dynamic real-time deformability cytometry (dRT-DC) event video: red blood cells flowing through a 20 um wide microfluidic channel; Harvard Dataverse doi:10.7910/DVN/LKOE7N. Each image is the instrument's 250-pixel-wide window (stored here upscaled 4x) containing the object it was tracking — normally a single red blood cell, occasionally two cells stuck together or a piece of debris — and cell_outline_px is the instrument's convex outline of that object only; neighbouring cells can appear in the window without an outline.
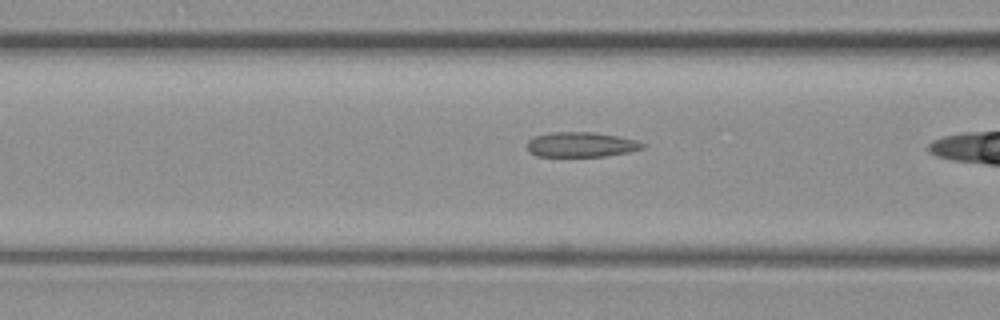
{"species": "common noctule bat (a hibernating species)", "species_latin": "Nyctalus noctula", "temperature_condition": "warm", "stored_images_in_passage": 44, "camera_frame_rate_fps": 3000, "um_per_image_px": 0.085, "animal": {"sex": "female", "body_mass_g": 19.3, "forearm_length_mm": 54.1}, "frame": {"image": 1, "passage_image": 20, "time_ms": 6.333, "image_size_px": [1000, 320], "cell_outline_px": [[648, 144], [644, 148], [628, 152], [604, 156], [536, 156], [528, 152], [528, 140], [536, 136], [552, 132], [592, 132], [616, 136], [636, 140]], "centroid_in_image_um": [49.41, 12.29], "position_along_channel_um": 117.2, "area_um2": 16.7}}
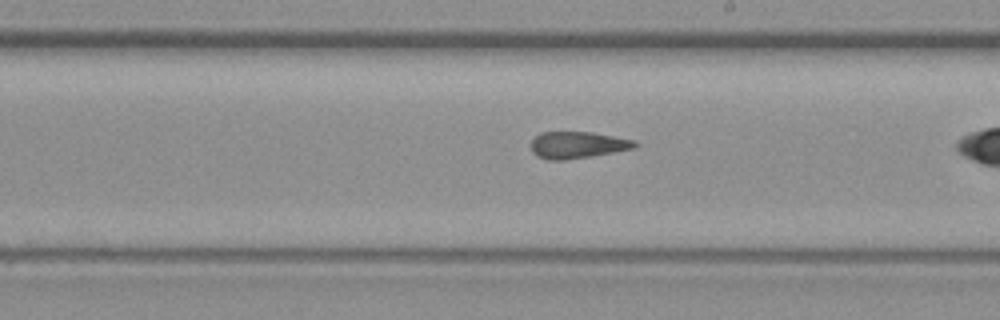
{"frame": {"image": 2, "passage_image": 31, "time_ms": 10.0, "image_size_px": [1000, 320], "cell_outline_px": [[640, 144], [636, 148], [592, 156], [564, 160], [548, 160], [536, 156], [532, 152], [532, 140], [540, 132], [592, 132], [636, 140]], "centroid_in_image_um": [49.13, 12.32], "position_along_channel_um": 239.9, "area_um2": 16.36}}
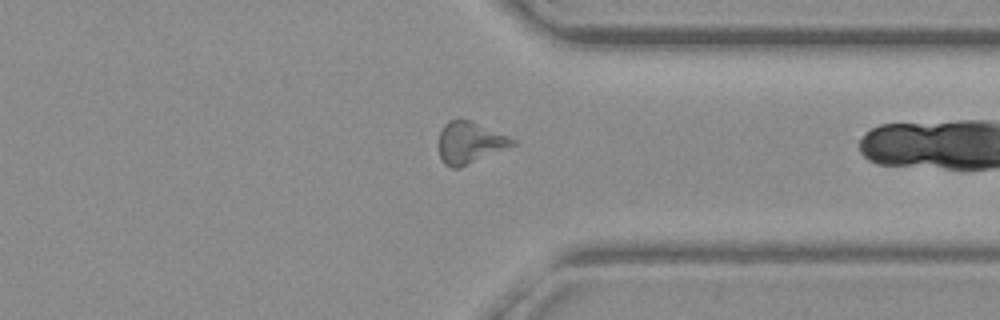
{"frame": {"image": 3, "passage_image": 43, "time_ms": 14.0, "image_size_px": [1000, 320], "cell_outline_px": [[516, 144], [460, 168], [452, 168], [444, 164], [440, 156], [436, 144], [440, 132], [444, 124], [448, 120], [468, 120], [508, 136], [516, 140]], "centroid_in_image_um": [39.87, 12.14], "position_along_channel_um": 371.5, "area_um2": 17.86}}